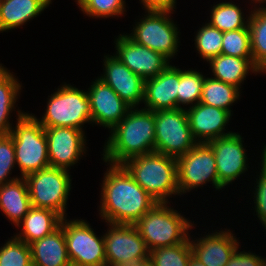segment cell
Returning <instances> with one entry per match:
<instances>
[{"mask_svg": "<svg viewBox=\"0 0 266 266\" xmlns=\"http://www.w3.org/2000/svg\"><path fill=\"white\" fill-rule=\"evenodd\" d=\"M102 180L100 217L105 223L135 224L158 202L132 177L122 164L107 163Z\"/></svg>", "mask_w": 266, "mask_h": 266, "instance_id": "cell-1", "label": "cell"}, {"mask_svg": "<svg viewBox=\"0 0 266 266\" xmlns=\"http://www.w3.org/2000/svg\"><path fill=\"white\" fill-rule=\"evenodd\" d=\"M103 146V161L123 164L127 159L155 151V111L131 108L110 131Z\"/></svg>", "mask_w": 266, "mask_h": 266, "instance_id": "cell-2", "label": "cell"}, {"mask_svg": "<svg viewBox=\"0 0 266 266\" xmlns=\"http://www.w3.org/2000/svg\"><path fill=\"white\" fill-rule=\"evenodd\" d=\"M122 165L158 203H170L172 195H180L176 158L154 151L127 159Z\"/></svg>", "mask_w": 266, "mask_h": 266, "instance_id": "cell-3", "label": "cell"}, {"mask_svg": "<svg viewBox=\"0 0 266 266\" xmlns=\"http://www.w3.org/2000/svg\"><path fill=\"white\" fill-rule=\"evenodd\" d=\"M168 204L157 203L134 224L149 251L184 243L191 234L194 224Z\"/></svg>", "mask_w": 266, "mask_h": 266, "instance_id": "cell-4", "label": "cell"}, {"mask_svg": "<svg viewBox=\"0 0 266 266\" xmlns=\"http://www.w3.org/2000/svg\"><path fill=\"white\" fill-rule=\"evenodd\" d=\"M17 123L9 133L13 139L15 161L21 176L50 167L44 127L33 114L17 111Z\"/></svg>", "mask_w": 266, "mask_h": 266, "instance_id": "cell-5", "label": "cell"}, {"mask_svg": "<svg viewBox=\"0 0 266 266\" xmlns=\"http://www.w3.org/2000/svg\"><path fill=\"white\" fill-rule=\"evenodd\" d=\"M48 97L42 118L33 115L44 128L72 127L84 130V123H92L87 91L64 83Z\"/></svg>", "mask_w": 266, "mask_h": 266, "instance_id": "cell-6", "label": "cell"}, {"mask_svg": "<svg viewBox=\"0 0 266 266\" xmlns=\"http://www.w3.org/2000/svg\"><path fill=\"white\" fill-rule=\"evenodd\" d=\"M69 174L65 169L48 167L26 175L32 207L50 209L65 218L72 186Z\"/></svg>", "mask_w": 266, "mask_h": 266, "instance_id": "cell-7", "label": "cell"}, {"mask_svg": "<svg viewBox=\"0 0 266 266\" xmlns=\"http://www.w3.org/2000/svg\"><path fill=\"white\" fill-rule=\"evenodd\" d=\"M128 36L136 43L162 53L171 60L178 52L179 31L169 16L174 12L147 10Z\"/></svg>", "mask_w": 266, "mask_h": 266, "instance_id": "cell-8", "label": "cell"}, {"mask_svg": "<svg viewBox=\"0 0 266 266\" xmlns=\"http://www.w3.org/2000/svg\"><path fill=\"white\" fill-rule=\"evenodd\" d=\"M196 144L186 108L155 111L156 152L178 159Z\"/></svg>", "mask_w": 266, "mask_h": 266, "instance_id": "cell-9", "label": "cell"}, {"mask_svg": "<svg viewBox=\"0 0 266 266\" xmlns=\"http://www.w3.org/2000/svg\"><path fill=\"white\" fill-rule=\"evenodd\" d=\"M66 218H63V230L71 265H107L104 236L98 237L87 221Z\"/></svg>", "mask_w": 266, "mask_h": 266, "instance_id": "cell-10", "label": "cell"}, {"mask_svg": "<svg viewBox=\"0 0 266 266\" xmlns=\"http://www.w3.org/2000/svg\"><path fill=\"white\" fill-rule=\"evenodd\" d=\"M178 191L182 195L208 182L216 190L219 183L214 152L208 143H197L191 150L177 159Z\"/></svg>", "mask_w": 266, "mask_h": 266, "instance_id": "cell-11", "label": "cell"}, {"mask_svg": "<svg viewBox=\"0 0 266 266\" xmlns=\"http://www.w3.org/2000/svg\"><path fill=\"white\" fill-rule=\"evenodd\" d=\"M103 235L107 266H132L149 258L145 240L133 224L107 223Z\"/></svg>", "mask_w": 266, "mask_h": 266, "instance_id": "cell-12", "label": "cell"}, {"mask_svg": "<svg viewBox=\"0 0 266 266\" xmlns=\"http://www.w3.org/2000/svg\"><path fill=\"white\" fill-rule=\"evenodd\" d=\"M50 167L69 171L86 154L84 130L72 127L44 128ZM69 168V169H68Z\"/></svg>", "mask_w": 266, "mask_h": 266, "instance_id": "cell-13", "label": "cell"}, {"mask_svg": "<svg viewBox=\"0 0 266 266\" xmlns=\"http://www.w3.org/2000/svg\"><path fill=\"white\" fill-rule=\"evenodd\" d=\"M117 37L114 56L144 80L156 77L170 65V60L162 53L134 42L128 35Z\"/></svg>", "mask_w": 266, "mask_h": 266, "instance_id": "cell-14", "label": "cell"}, {"mask_svg": "<svg viewBox=\"0 0 266 266\" xmlns=\"http://www.w3.org/2000/svg\"><path fill=\"white\" fill-rule=\"evenodd\" d=\"M242 139L239 133L234 132L208 142L214 152L219 183L223 188L232 184L249 168Z\"/></svg>", "mask_w": 266, "mask_h": 266, "instance_id": "cell-15", "label": "cell"}, {"mask_svg": "<svg viewBox=\"0 0 266 266\" xmlns=\"http://www.w3.org/2000/svg\"><path fill=\"white\" fill-rule=\"evenodd\" d=\"M92 123L113 129L132 108L101 78L88 88Z\"/></svg>", "mask_w": 266, "mask_h": 266, "instance_id": "cell-16", "label": "cell"}, {"mask_svg": "<svg viewBox=\"0 0 266 266\" xmlns=\"http://www.w3.org/2000/svg\"><path fill=\"white\" fill-rule=\"evenodd\" d=\"M104 75L101 78L122 100L132 108H136L144 99L145 80L132 72L117 57L104 56Z\"/></svg>", "mask_w": 266, "mask_h": 266, "instance_id": "cell-17", "label": "cell"}, {"mask_svg": "<svg viewBox=\"0 0 266 266\" xmlns=\"http://www.w3.org/2000/svg\"><path fill=\"white\" fill-rule=\"evenodd\" d=\"M186 108L192 136L197 143H208L234 132H224L232 113L214 106L198 103Z\"/></svg>", "mask_w": 266, "mask_h": 266, "instance_id": "cell-18", "label": "cell"}, {"mask_svg": "<svg viewBox=\"0 0 266 266\" xmlns=\"http://www.w3.org/2000/svg\"><path fill=\"white\" fill-rule=\"evenodd\" d=\"M180 68L169 65L156 77L148 78L144 84V109L151 111L178 108Z\"/></svg>", "mask_w": 266, "mask_h": 266, "instance_id": "cell-19", "label": "cell"}, {"mask_svg": "<svg viewBox=\"0 0 266 266\" xmlns=\"http://www.w3.org/2000/svg\"><path fill=\"white\" fill-rule=\"evenodd\" d=\"M230 230L215 231L189 242L192 253L197 259L206 266H225L231 255L237 248L239 242Z\"/></svg>", "mask_w": 266, "mask_h": 266, "instance_id": "cell-20", "label": "cell"}, {"mask_svg": "<svg viewBox=\"0 0 266 266\" xmlns=\"http://www.w3.org/2000/svg\"><path fill=\"white\" fill-rule=\"evenodd\" d=\"M32 266H71L63 230L60 226L51 234L30 244Z\"/></svg>", "mask_w": 266, "mask_h": 266, "instance_id": "cell-21", "label": "cell"}, {"mask_svg": "<svg viewBox=\"0 0 266 266\" xmlns=\"http://www.w3.org/2000/svg\"><path fill=\"white\" fill-rule=\"evenodd\" d=\"M61 221L62 217L53 210L32 207L16 226L21 231L14 236L30 245L51 234L60 226Z\"/></svg>", "mask_w": 266, "mask_h": 266, "instance_id": "cell-22", "label": "cell"}, {"mask_svg": "<svg viewBox=\"0 0 266 266\" xmlns=\"http://www.w3.org/2000/svg\"><path fill=\"white\" fill-rule=\"evenodd\" d=\"M52 0H0V32L14 30L39 16Z\"/></svg>", "mask_w": 266, "mask_h": 266, "instance_id": "cell-23", "label": "cell"}, {"mask_svg": "<svg viewBox=\"0 0 266 266\" xmlns=\"http://www.w3.org/2000/svg\"><path fill=\"white\" fill-rule=\"evenodd\" d=\"M31 208L28 186L24 177L0 186V210L15 227Z\"/></svg>", "mask_w": 266, "mask_h": 266, "instance_id": "cell-24", "label": "cell"}, {"mask_svg": "<svg viewBox=\"0 0 266 266\" xmlns=\"http://www.w3.org/2000/svg\"><path fill=\"white\" fill-rule=\"evenodd\" d=\"M213 78L232 84L239 89L248 72L257 74L260 70L254 65L253 58H241L220 54L209 61Z\"/></svg>", "mask_w": 266, "mask_h": 266, "instance_id": "cell-25", "label": "cell"}, {"mask_svg": "<svg viewBox=\"0 0 266 266\" xmlns=\"http://www.w3.org/2000/svg\"><path fill=\"white\" fill-rule=\"evenodd\" d=\"M15 75L0 63V135L9 134L12 129L10 113L13 112L22 84Z\"/></svg>", "mask_w": 266, "mask_h": 266, "instance_id": "cell-26", "label": "cell"}, {"mask_svg": "<svg viewBox=\"0 0 266 266\" xmlns=\"http://www.w3.org/2000/svg\"><path fill=\"white\" fill-rule=\"evenodd\" d=\"M255 7L249 15L251 52L254 65L262 73H266V8Z\"/></svg>", "mask_w": 266, "mask_h": 266, "instance_id": "cell-27", "label": "cell"}, {"mask_svg": "<svg viewBox=\"0 0 266 266\" xmlns=\"http://www.w3.org/2000/svg\"><path fill=\"white\" fill-rule=\"evenodd\" d=\"M239 97L240 89L238 87L213 77H205L200 103L233 112L230 107L239 100Z\"/></svg>", "mask_w": 266, "mask_h": 266, "instance_id": "cell-28", "label": "cell"}, {"mask_svg": "<svg viewBox=\"0 0 266 266\" xmlns=\"http://www.w3.org/2000/svg\"><path fill=\"white\" fill-rule=\"evenodd\" d=\"M244 17L242 8L234 2H219L211 9L209 24L221 32L232 31L241 28H248L249 16ZM246 19V21H245Z\"/></svg>", "mask_w": 266, "mask_h": 266, "instance_id": "cell-29", "label": "cell"}, {"mask_svg": "<svg viewBox=\"0 0 266 266\" xmlns=\"http://www.w3.org/2000/svg\"><path fill=\"white\" fill-rule=\"evenodd\" d=\"M205 76L201 72L196 70H181L180 69V81L178 96V108H184L189 105L190 107L200 102L203 83Z\"/></svg>", "mask_w": 266, "mask_h": 266, "instance_id": "cell-30", "label": "cell"}, {"mask_svg": "<svg viewBox=\"0 0 266 266\" xmlns=\"http://www.w3.org/2000/svg\"><path fill=\"white\" fill-rule=\"evenodd\" d=\"M189 238L177 245L159 247L149 252L154 266H188L192 255Z\"/></svg>", "mask_w": 266, "mask_h": 266, "instance_id": "cell-31", "label": "cell"}, {"mask_svg": "<svg viewBox=\"0 0 266 266\" xmlns=\"http://www.w3.org/2000/svg\"><path fill=\"white\" fill-rule=\"evenodd\" d=\"M223 32L209 23L203 24L195 35V47L201 58L209 61L211 58L221 54Z\"/></svg>", "mask_w": 266, "mask_h": 266, "instance_id": "cell-32", "label": "cell"}, {"mask_svg": "<svg viewBox=\"0 0 266 266\" xmlns=\"http://www.w3.org/2000/svg\"><path fill=\"white\" fill-rule=\"evenodd\" d=\"M221 54L241 58H253L249 28L223 32Z\"/></svg>", "mask_w": 266, "mask_h": 266, "instance_id": "cell-33", "label": "cell"}, {"mask_svg": "<svg viewBox=\"0 0 266 266\" xmlns=\"http://www.w3.org/2000/svg\"><path fill=\"white\" fill-rule=\"evenodd\" d=\"M0 266H32L30 245L11 237L0 247Z\"/></svg>", "mask_w": 266, "mask_h": 266, "instance_id": "cell-34", "label": "cell"}, {"mask_svg": "<svg viewBox=\"0 0 266 266\" xmlns=\"http://www.w3.org/2000/svg\"><path fill=\"white\" fill-rule=\"evenodd\" d=\"M77 5L89 17H119L126 12L125 0H78Z\"/></svg>", "mask_w": 266, "mask_h": 266, "instance_id": "cell-35", "label": "cell"}, {"mask_svg": "<svg viewBox=\"0 0 266 266\" xmlns=\"http://www.w3.org/2000/svg\"><path fill=\"white\" fill-rule=\"evenodd\" d=\"M15 149L10 134L0 135V186L19 177H9L15 168ZM14 167V168H13Z\"/></svg>", "mask_w": 266, "mask_h": 266, "instance_id": "cell-36", "label": "cell"}, {"mask_svg": "<svg viewBox=\"0 0 266 266\" xmlns=\"http://www.w3.org/2000/svg\"><path fill=\"white\" fill-rule=\"evenodd\" d=\"M261 168H260V174L258 175L259 179H256V187L254 194V203H255V211L258 219L262 223L264 220H266V144L262 150L261 154Z\"/></svg>", "mask_w": 266, "mask_h": 266, "instance_id": "cell-37", "label": "cell"}, {"mask_svg": "<svg viewBox=\"0 0 266 266\" xmlns=\"http://www.w3.org/2000/svg\"><path fill=\"white\" fill-rule=\"evenodd\" d=\"M237 248L225 266H260L261 256L255 253L239 251Z\"/></svg>", "mask_w": 266, "mask_h": 266, "instance_id": "cell-38", "label": "cell"}, {"mask_svg": "<svg viewBox=\"0 0 266 266\" xmlns=\"http://www.w3.org/2000/svg\"><path fill=\"white\" fill-rule=\"evenodd\" d=\"M144 10L170 11L176 9V0H141Z\"/></svg>", "mask_w": 266, "mask_h": 266, "instance_id": "cell-39", "label": "cell"}, {"mask_svg": "<svg viewBox=\"0 0 266 266\" xmlns=\"http://www.w3.org/2000/svg\"><path fill=\"white\" fill-rule=\"evenodd\" d=\"M188 266H206L205 264L201 263L197 257H195L193 254L190 256L189 259V265Z\"/></svg>", "mask_w": 266, "mask_h": 266, "instance_id": "cell-40", "label": "cell"}, {"mask_svg": "<svg viewBox=\"0 0 266 266\" xmlns=\"http://www.w3.org/2000/svg\"><path fill=\"white\" fill-rule=\"evenodd\" d=\"M132 266H154L152 261L148 258L146 260L137 262L136 264L132 265Z\"/></svg>", "mask_w": 266, "mask_h": 266, "instance_id": "cell-41", "label": "cell"}, {"mask_svg": "<svg viewBox=\"0 0 266 266\" xmlns=\"http://www.w3.org/2000/svg\"><path fill=\"white\" fill-rule=\"evenodd\" d=\"M253 1V2H252ZM251 2L252 3H254V4H259V6H260V3L262 4V3H266V2H263V0H251Z\"/></svg>", "mask_w": 266, "mask_h": 266, "instance_id": "cell-42", "label": "cell"}, {"mask_svg": "<svg viewBox=\"0 0 266 266\" xmlns=\"http://www.w3.org/2000/svg\"><path fill=\"white\" fill-rule=\"evenodd\" d=\"M260 266H266V258L262 257Z\"/></svg>", "mask_w": 266, "mask_h": 266, "instance_id": "cell-43", "label": "cell"}, {"mask_svg": "<svg viewBox=\"0 0 266 266\" xmlns=\"http://www.w3.org/2000/svg\"><path fill=\"white\" fill-rule=\"evenodd\" d=\"M262 226L265 227V229H266V220H264V221L262 222Z\"/></svg>", "mask_w": 266, "mask_h": 266, "instance_id": "cell-44", "label": "cell"}]
</instances>
